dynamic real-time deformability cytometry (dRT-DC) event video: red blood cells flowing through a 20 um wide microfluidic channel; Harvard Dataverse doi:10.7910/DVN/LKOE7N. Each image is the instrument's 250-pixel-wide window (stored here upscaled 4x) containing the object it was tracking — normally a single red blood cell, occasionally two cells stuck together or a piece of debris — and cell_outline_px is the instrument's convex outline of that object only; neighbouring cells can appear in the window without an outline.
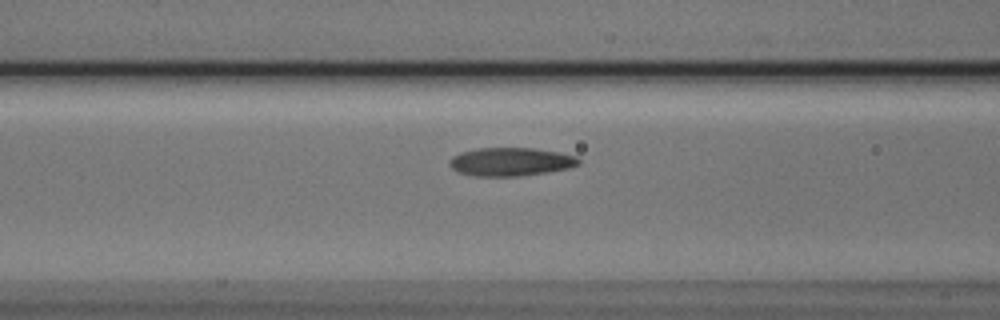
{"species": "Egyptian fruit bat (a non-hibernating species)", "species_latin": "Rousettus aegyptiacus", "temperature_condition": "cold", "stored_images_in_passage": 42, "camera_frame_rate_fps": 3000, "um_per_image_px": 0.085, "animal": {"sex": "male"}, "frame": {"image": 1, "passage_image": 15, "time_ms": 4.667, "image_size_px": [1000, 320], "cell_outline_px": [[580, 164], [568, 168], [544, 172], [516, 176], [472, 176], [456, 172], [448, 164], [448, 160], [452, 156], [460, 152], [476, 148], [532, 148], [560, 152], [576, 156], [580, 160]], "centroid_in_image_um": [43.35, 13.74], "position_along_channel_um": 123.3, "area_um2": 21.44}}
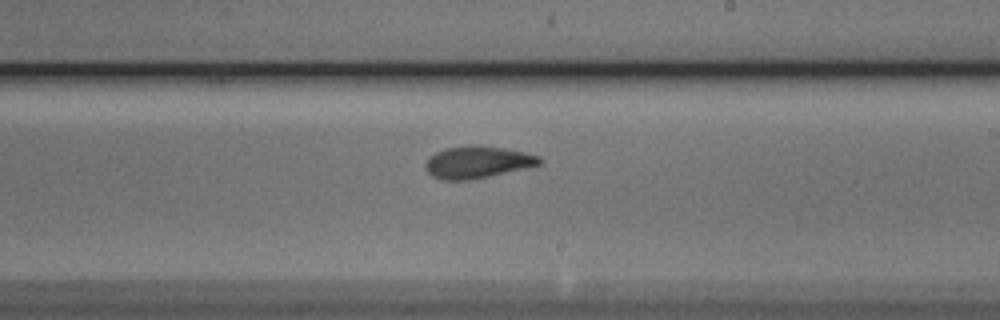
{"frame": {"image": 2, "passage_image": 25, "time_ms": 8.0, "image_size_px": [1000, 320], "cell_outline_px": [[544, 160], [540, 164], [488, 176], [468, 180], [444, 180], [432, 176], [424, 168], [424, 164], [428, 156], [436, 152], [448, 148], [468, 144], [476, 144], [524, 152], [540, 156]], "centroid_in_image_um": [40.53, 13.77], "position_along_channel_um": 248.5, "area_um2": 21.21}}
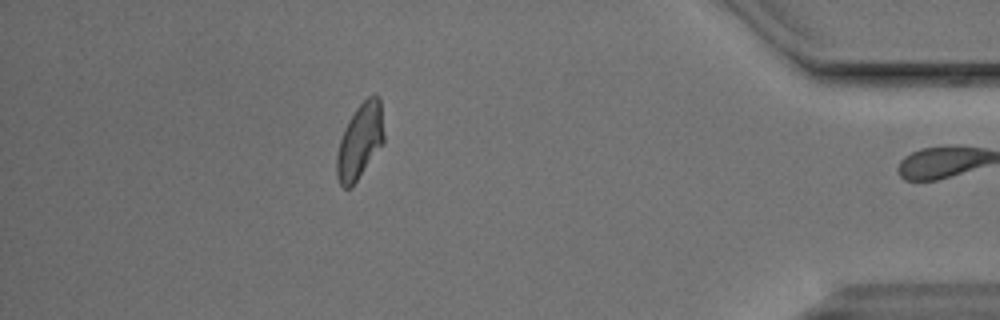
{"frame": {"image": 3, "passage_image": 41, "time_ms": 13.333, "image_size_px": [1000, 320], "cell_outline_px": [[384, 144], [352, 188], [344, 188], [340, 184], [336, 176], [336, 156], [340, 140], [344, 128], [348, 120], [356, 108], [368, 96], [380, 96], [384, 132]], "centroid_in_image_um": [30.6, 12.03], "position_along_channel_um": 404.6, "area_um2": 21.04}, "authors_computed_cell_mechanics": {"area_um2": 21.0392, "velocity_mm_per_s": 3.7676, "shape_relaxation_time_tau1_ms": 6.2657, "shape_relaxation_time_tau2_ms": 2.4244, "deformation_change_tau1": 0.168, "deformation_change_tau2": 0.0799}}